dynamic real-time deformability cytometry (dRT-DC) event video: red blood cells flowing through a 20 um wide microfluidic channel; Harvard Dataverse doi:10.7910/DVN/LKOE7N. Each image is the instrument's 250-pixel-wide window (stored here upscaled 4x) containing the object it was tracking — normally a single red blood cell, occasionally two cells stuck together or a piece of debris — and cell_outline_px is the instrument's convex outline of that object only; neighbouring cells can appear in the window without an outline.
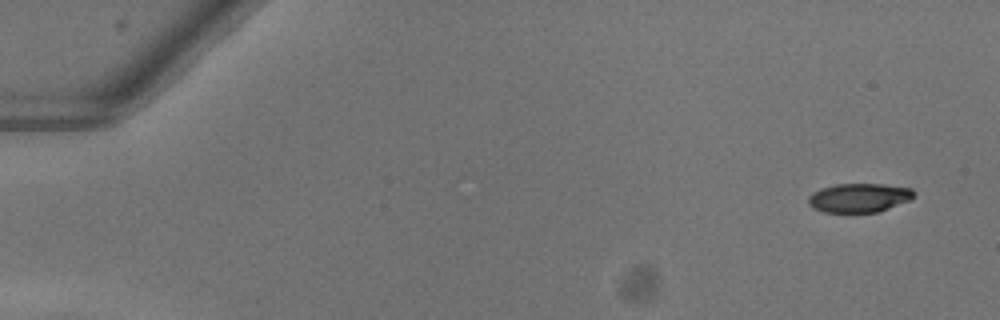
{"species": "common noctule bat (a hibernating species)", "species_latin": "Nyctalus noctula", "temperature_condition": "warm", "stored_images_in_passage": 48, "camera_frame_rate_fps": 3000, "um_per_image_px": 0.085, "animal": {"sex": "female"}, "frame": {"image": 1, "passage_image": 1, "time_ms": 0.0, "image_size_px": [1000, 320], "cell_outline_px": [[916, 192], [908, 200], [888, 208], [876, 212], [824, 212], [812, 208], [808, 204], [808, 196], [812, 192], [820, 188], [836, 184], [884, 184], [912, 188]], "centroid_in_image_um": [72.97, 16.8], "position_along_channel_um": 12.0, "area_um2": 17.8}}
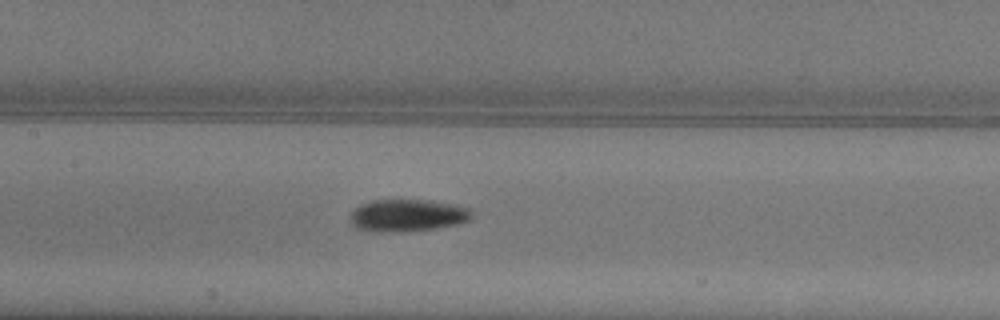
{"frame": {"image": 2, "passage_image": 24, "time_ms": 7.667, "image_size_px": [1000, 320], "cell_outline_px": [[472, 216], [468, 220], [460, 224], [436, 228], [396, 232], [380, 232], [360, 228], [352, 224], [352, 212], [360, 204], [372, 200], [428, 200], [452, 204], [468, 208], [472, 212]], "centroid_in_image_um": [34.67, 18.3], "position_along_channel_um": 172.7, "area_um2": 22.54}}
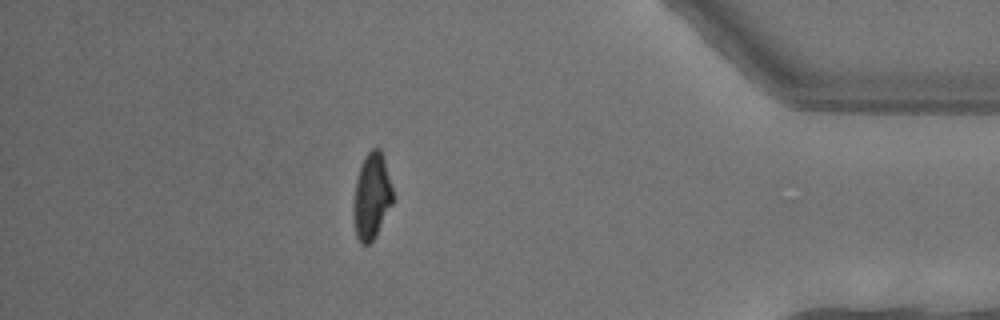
{"frame": {"image": 3, "passage_image": 44, "time_ms": 14.333, "image_size_px": [1000, 320], "cell_outline_px": [[392, 204], [376, 236], [368, 244], [360, 244], [356, 236], [352, 216], [352, 208], [356, 180], [364, 156], [372, 148], [380, 148], [384, 160], [392, 188]], "centroid_in_image_um": [31.56, 16.72], "position_along_channel_um": 403.6, "area_um2": 19.71}}